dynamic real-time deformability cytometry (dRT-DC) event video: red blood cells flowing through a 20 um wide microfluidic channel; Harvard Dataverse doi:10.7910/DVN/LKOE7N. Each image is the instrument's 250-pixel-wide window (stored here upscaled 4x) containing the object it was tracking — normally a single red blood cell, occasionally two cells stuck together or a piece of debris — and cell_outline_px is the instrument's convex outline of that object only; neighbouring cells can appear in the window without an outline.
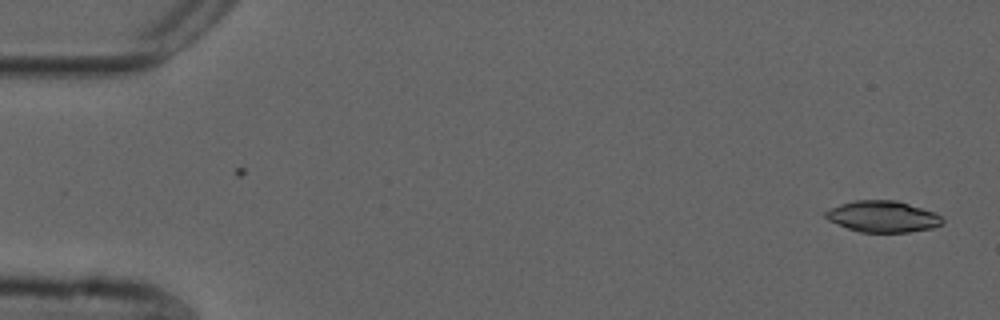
{"species": "common noctule bat (a hibernating species)", "species_latin": "Nyctalus noctula", "temperature_condition": "cold", "stored_images_in_passage": 53, "camera_frame_rate_fps": 3000, "um_per_image_px": 0.085, "animal": {"sex": "male", "forearm_length_mm": 52.5}, "frame": {"image": 1, "passage_image": 2, "time_ms": 0.333, "image_size_px": [1000, 320], "cell_outline_px": [[944, 224], [932, 228], [908, 232], [860, 232], [848, 228], [828, 220], [824, 216], [824, 212], [840, 204], [856, 200], [896, 200], [932, 212], [940, 216], [944, 220]], "centroid_in_image_um": [75.03, 18.41], "position_along_channel_um": 10.0, "area_um2": 21.1}}
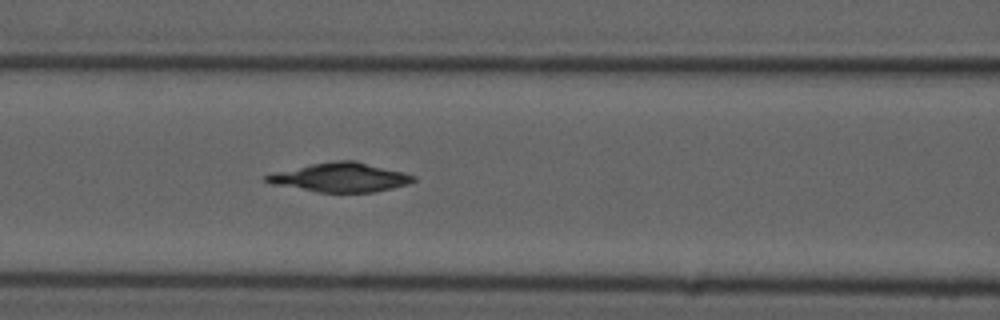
{"frame": {"image": 2, "passage_image": 23, "time_ms": 7.333, "image_size_px": [1000, 320], "cell_outline_px": [[416, 180], [408, 184], [392, 188], [372, 192], [316, 192], [272, 184], [264, 180], [264, 176], [276, 172], [312, 164], [336, 160], [356, 160], [404, 172], [416, 176]], "centroid_in_image_um": [28.97, 15.07], "position_along_channel_um": 137.6, "area_um2": 24.8}}
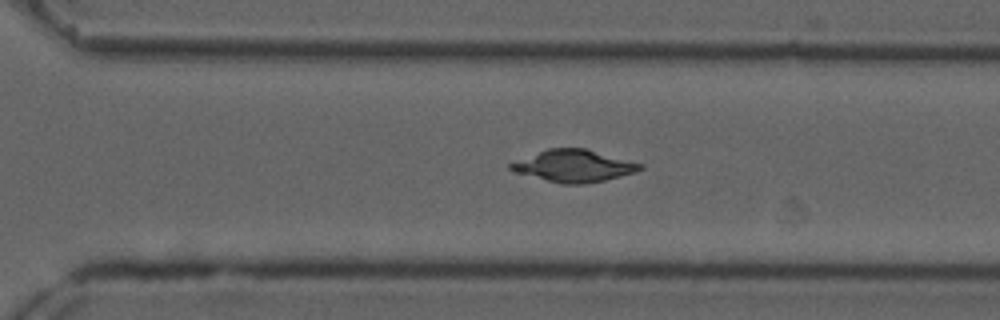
{"frame": {"image": 3, "passage_image": 38, "time_ms": 12.333, "image_size_px": [1000, 320], "cell_outline_px": [[644, 168], [636, 172], [604, 180], [584, 184], [560, 184], [512, 172], [508, 168], [508, 164], [548, 148], [588, 148], [644, 164]], "centroid_in_image_um": [48.78, 14.1], "position_along_channel_um": 321.8, "area_um2": 24.39}}